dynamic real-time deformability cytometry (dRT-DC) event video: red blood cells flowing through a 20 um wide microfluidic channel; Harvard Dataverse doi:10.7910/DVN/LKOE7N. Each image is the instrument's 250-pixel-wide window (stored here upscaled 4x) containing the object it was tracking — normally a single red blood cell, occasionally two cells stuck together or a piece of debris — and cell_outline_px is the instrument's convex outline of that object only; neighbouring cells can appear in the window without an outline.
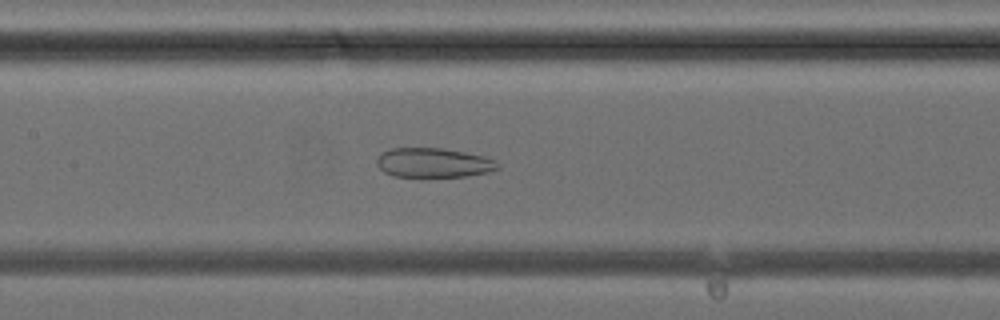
{"species": "common noctule bat (a hibernating species)", "species_latin": "Nyctalus noctula", "temperature_condition": "cold", "stored_images_in_passage": 38, "camera_frame_rate_fps": 3000, "um_per_image_px": 0.085, "animal": {"sex": "female", "body_mass_g": 24.6, "forearm_length_mm": 56.2}, "frame": {"image": 1, "passage_image": 17, "time_ms": 5.333, "image_size_px": [1000, 320], "cell_outline_px": [[500, 168], [488, 172], [464, 176], [420, 180], [392, 176], [384, 172], [376, 164], [376, 160], [384, 152], [392, 148], [444, 148], [484, 156], [496, 160], [500, 164]], "centroid_in_image_um": [36.84, 13.89], "position_along_channel_um": 170.6, "area_um2": 21.68}}